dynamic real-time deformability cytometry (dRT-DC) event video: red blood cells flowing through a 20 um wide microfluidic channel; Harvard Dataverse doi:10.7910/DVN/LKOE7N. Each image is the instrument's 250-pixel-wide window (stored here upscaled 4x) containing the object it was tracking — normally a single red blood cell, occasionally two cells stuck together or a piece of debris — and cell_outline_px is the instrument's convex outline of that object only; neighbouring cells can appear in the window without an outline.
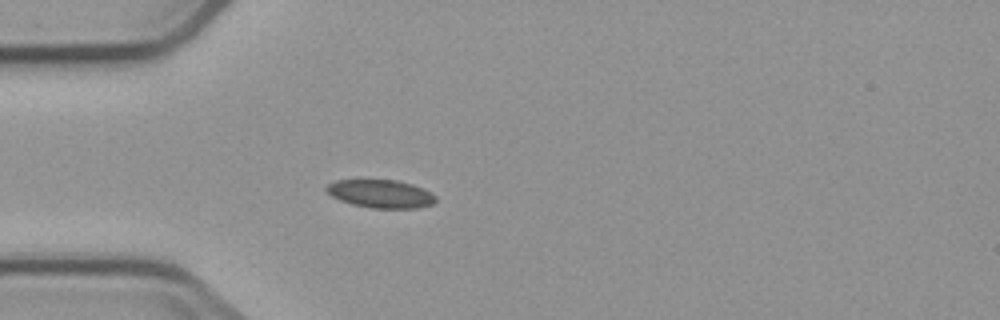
{"species": "common noctule bat (a hibernating species)", "species_latin": "Nyctalus noctula", "temperature_condition": "cold", "stored_images_in_passage": 4, "camera_frame_rate_fps": 3000, "um_per_image_px": 0.085, "animal": {"sex": "male", "body_mass_g": 23.1, "forearm_length_mm": 52.7}, "frame": {"image": 1, "passage_image": 4, "time_ms": 3.333, "image_size_px": [1000, 320], "cell_outline_px": [[436, 200], [432, 204], [416, 208], [372, 208], [352, 204], [340, 200], [332, 196], [324, 188], [328, 184], [336, 180], [396, 180], [412, 184], [436, 196]], "centroid_in_image_um": [32.33, 16.47], "position_along_channel_um": 52.7, "area_um2": 17.69}}